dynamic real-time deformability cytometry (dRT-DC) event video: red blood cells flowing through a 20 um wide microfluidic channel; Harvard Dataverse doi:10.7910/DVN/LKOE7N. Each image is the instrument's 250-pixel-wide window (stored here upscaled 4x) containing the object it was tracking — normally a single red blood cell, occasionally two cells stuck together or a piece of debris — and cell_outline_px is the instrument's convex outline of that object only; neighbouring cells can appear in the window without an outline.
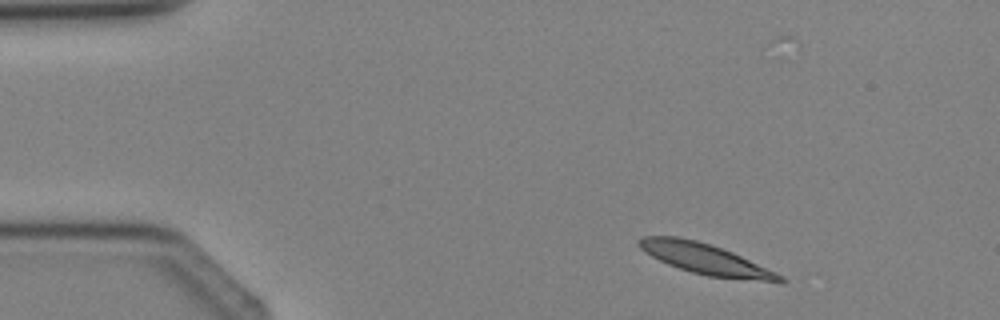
{"species": "Egyptian fruit bat (a non-hibernating species)", "species_latin": "Rousettus aegyptiacus", "temperature_condition": "cold", "stored_images_in_passage": 3, "camera_frame_rate_fps": 3000, "um_per_image_px": 0.085, "animal": {"sex": "female"}, "frame": {"image": 1, "passage_image": 1, "time_ms": 0.0, "image_size_px": [1000, 320], "cell_outline_px": [[788, 280], [784, 284], [780, 284], [708, 276], [692, 272], [668, 264], [644, 252], [636, 244], [636, 240], [640, 236], [676, 236], [696, 240], [712, 244], [732, 252], [776, 272], [784, 276]], "centroid_in_image_um": [60.03, 22.04], "position_along_channel_um": 25.0, "area_um2": 25.61}}
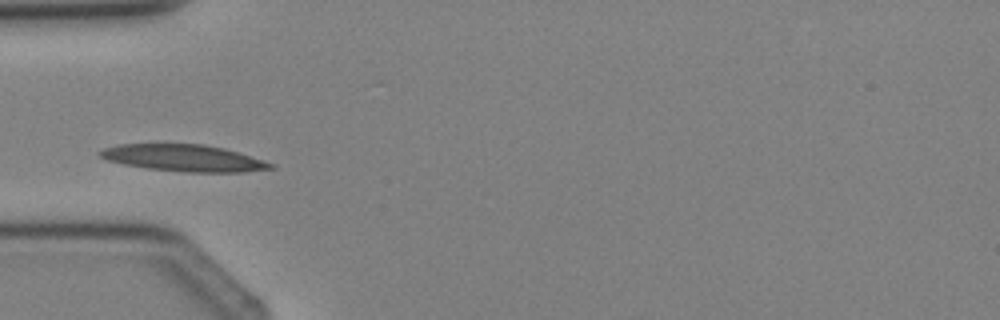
{"frame": {"image": 2, "passage_image": 3, "time_ms": 2.333, "image_size_px": [1000, 320], "cell_outline_px": [[276, 168], [244, 172], [184, 172], [148, 168], [124, 164], [108, 160], [100, 156], [96, 152], [104, 148], [116, 144], [164, 140], [204, 144], [224, 148], [276, 164]], "centroid_in_image_um": [15.54, 13.37], "position_along_channel_um": 69.5, "area_um2": 27.86}}